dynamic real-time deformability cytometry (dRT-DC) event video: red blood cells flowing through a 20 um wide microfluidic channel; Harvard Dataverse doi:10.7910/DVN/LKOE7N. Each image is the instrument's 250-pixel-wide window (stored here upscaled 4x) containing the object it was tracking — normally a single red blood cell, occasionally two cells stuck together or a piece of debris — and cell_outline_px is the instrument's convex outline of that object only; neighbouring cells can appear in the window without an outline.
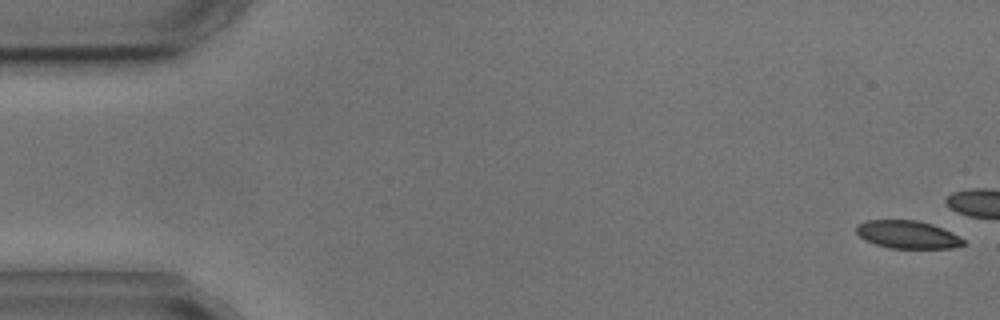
{"species": "common noctule bat (a hibernating species)", "species_latin": "Nyctalus noctula", "temperature_condition": "cold", "stored_images_in_passage": 7, "camera_frame_rate_fps": 3000, "um_per_image_px": 0.085, "animal": {"sex": "male", "body_mass_g": 17.9, "forearm_length_mm": 54.2}, "frame": {"image": 1, "passage_image": 1, "time_ms": 0.0, "image_size_px": [1000, 320], "cell_outline_px": [[964, 244], [952, 248], [888, 248], [864, 240], [856, 232], [856, 224], [868, 220], [916, 220], [932, 224], [952, 232], [964, 240]], "centroid_in_image_um": [77.11, 19.93], "position_along_channel_um": 7.9, "area_um2": 17.34}}